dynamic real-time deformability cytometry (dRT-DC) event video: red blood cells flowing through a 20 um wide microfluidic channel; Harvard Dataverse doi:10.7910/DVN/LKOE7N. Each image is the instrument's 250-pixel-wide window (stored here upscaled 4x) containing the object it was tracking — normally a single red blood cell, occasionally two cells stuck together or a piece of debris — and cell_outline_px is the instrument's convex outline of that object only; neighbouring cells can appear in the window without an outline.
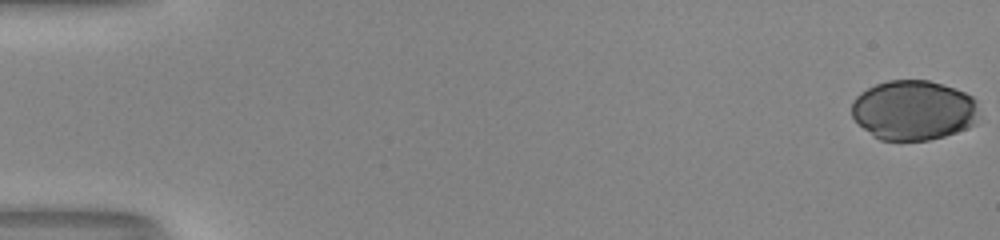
{"species": "human", "species_latin": "Homo sapiens", "temperature_condition": "room temperature", "stored_images_in_passage": 53, "camera_frame_rate_fps": 3000, "um_per_image_px": 0.085, "donor": {"sex": "male"}, "frame": {"image": 1, "passage_image": 1, "time_ms": 0.0, "image_size_px": [1000, 240], "cell_outline_px": [[976, 108], [972, 124], [968, 128], [944, 136], [928, 140], [880, 140], [872, 136], [852, 116], [852, 100], [860, 92], [876, 84], [888, 80], [928, 80], [944, 84], [964, 92], [972, 96], [976, 100]], "centroid_in_image_um": [77.61, 9.36], "position_along_channel_um": 7.4, "area_um2": 44.16}}
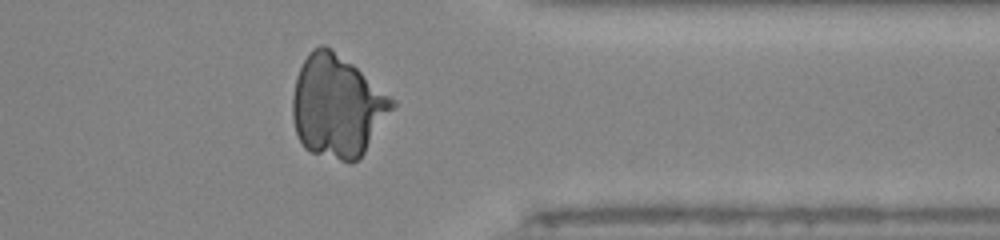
{"frame": {"image": 2, "passage_image": 44, "time_ms": 14.333, "image_size_px": [1000, 240], "cell_outline_px": [[396, 104], [364, 152], [356, 160], [348, 164], [312, 152], [304, 148], [296, 132], [292, 116], [292, 96], [296, 76], [308, 52], [312, 48], [320, 44], [324, 44], [352, 64], [396, 100]], "centroid_in_image_um": [28.64, 9.03], "position_along_channel_um": 382.8, "area_um2": 59.01}}
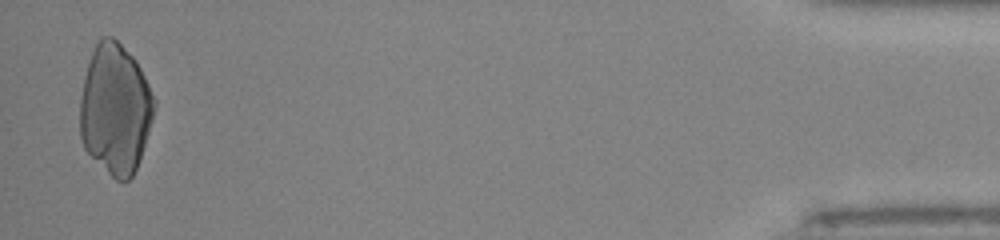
{"frame": {"image": 3, "passage_image": 53, "time_ms": 17.333, "image_size_px": [1000, 240], "cell_outline_px": [[156, 104], [152, 120], [140, 160], [132, 176], [128, 180], [116, 180], [84, 148], [80, 136], [80, 96], [84, 76], [88, 60], [100, 36], [112, 36], [136, 60], [156, 100]], "centroid_in_image_um": [9.79, 9.25], "position_along_channel_um": 425.4, "area_um2": 56.24}}